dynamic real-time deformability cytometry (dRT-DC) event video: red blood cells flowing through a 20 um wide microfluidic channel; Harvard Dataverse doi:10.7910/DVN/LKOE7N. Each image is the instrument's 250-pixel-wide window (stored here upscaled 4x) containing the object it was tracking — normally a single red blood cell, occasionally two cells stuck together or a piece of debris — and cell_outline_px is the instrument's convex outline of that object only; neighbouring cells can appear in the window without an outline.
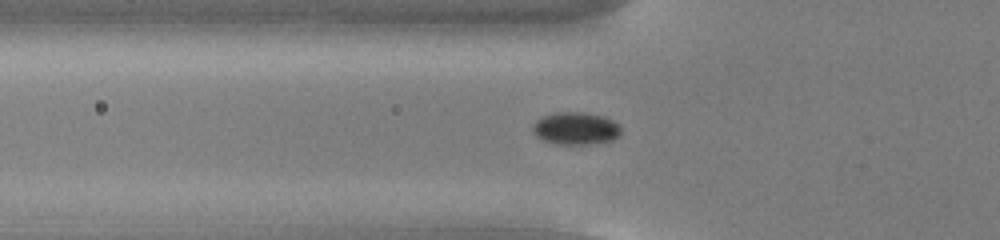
{"species": "common noctule bat (a hibernating species)", "species_latin": "Nyctalus noctula", "temperature_condition": "cold", "stored_images_in_passage": 55, "camera_frame_rate_fps": 3000, "um_per_image_px": 0.085, "animal": {"sex": "male", "body_mass_g": 13.0, "forearm_length_mm": 53.1}, "frame": {"image": 1, "passage_image": 20, "time_ms": 6.333, "image_size_px": [1000, 240], "cell_outline_px": [[620, 136], [612, 140], [588, 144], [556, 144], [544, 140], [536, 136], [532, 132], [532, 124], [536, 120], [544, 116], [556, 112], [584, 112], [604, 116], [620, 124]], "centroid_in_image_um": [48.93, 10.91], "position_along_channel_um": 76.9, "area_um2": 16.82}}
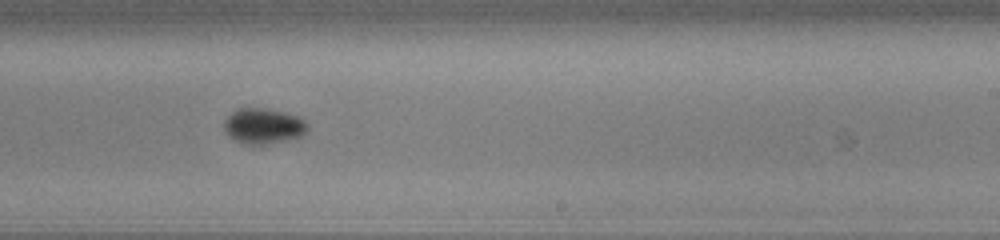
{"frame": {"image": 2, "passage_image": 35, "time_ms": 11.333, "image_size_px": [1000, 240], "cell_outline_px": [[308, 128], [300, 136], [288, 140], [264, 144], [248, 144], [236, 140], [228, 136], [224, 128], [224, 120], [236, 108], [264, 108], [284, 112], [296, 116], [304, 120], [308, 124]], "centroid_in_image_um": [22.37, 10.7], "position_along_channel_um": 266.6, "area_um2": 17.11}}
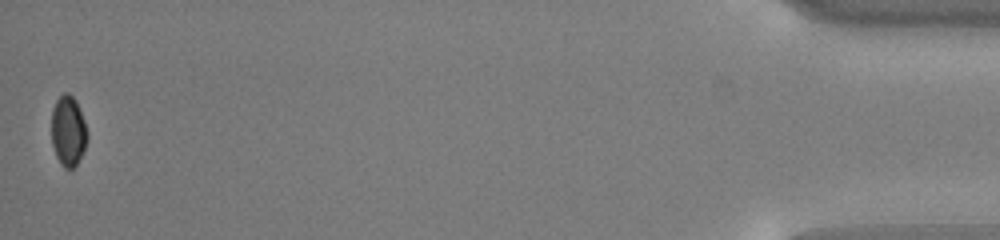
{"frame": {"image": 3, "passage_image": 55, "time_ms": 18.0, "image_size_px": [1000, 240], "cell_outline_px": [[88, 136], [84, 148], [76, 164], [72, 168], [64, 168], [60, 164], [56, 156], [52, 144], [52, 108], [56, 100], [64, 92], [68, 92], [76, 100], [84, 120], [88, 132]], "centroid_in_image_um": [5.79, 11.11], "position_along_channel_um": 429.4, "area_um2": 14.62}, "authors_computed_cell_mechanics": {"area_um2": 16.2418, "velocity_mm_per_s": 3.7967, "shape_relaxation_time_tau1_ms": 1.4617, "shape_relaxation_time_tau2_ms": null, "deformation_change_tau1": 0.0417, "deformation_change_tau2": null}}